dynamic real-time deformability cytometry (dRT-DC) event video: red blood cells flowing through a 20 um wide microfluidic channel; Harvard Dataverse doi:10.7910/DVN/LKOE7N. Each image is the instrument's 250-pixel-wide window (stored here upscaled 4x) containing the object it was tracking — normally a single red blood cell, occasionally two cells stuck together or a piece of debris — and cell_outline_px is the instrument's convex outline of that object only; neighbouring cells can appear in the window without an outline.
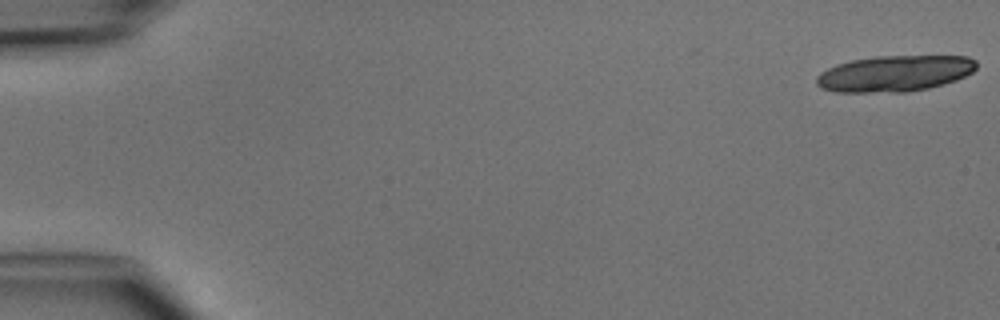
{"species": "common noctule bat (a hibernating species)", "species_latin": "Nyctalus noctula", "temperature_condition": "cold", "stored_images_in_passage": 7, "camera_frame_rate_fps": 3000, "um_per_image_px": 0.085, "animal": {"sex": "male", "body_mass_g": 15.6}, "frame": {"image": 1, "passage_image": 1, "time_ms": 0.0, "image_size_px": [1000, 320], "cell_outline_px": [[976, 68], [972, 72], [956, 80], [944, 84], [928, 88], [904, 92], [836, 92], [820, 88], [816, 84], [816, 76], [820, 72], [836, 64], [852, 60], [876, 56], [968, 56], [976, 60]], "centroid_in_image_um": [76.02, 6.25], "position_along_channel_um": 9.0, "area_um2": 33.76}}
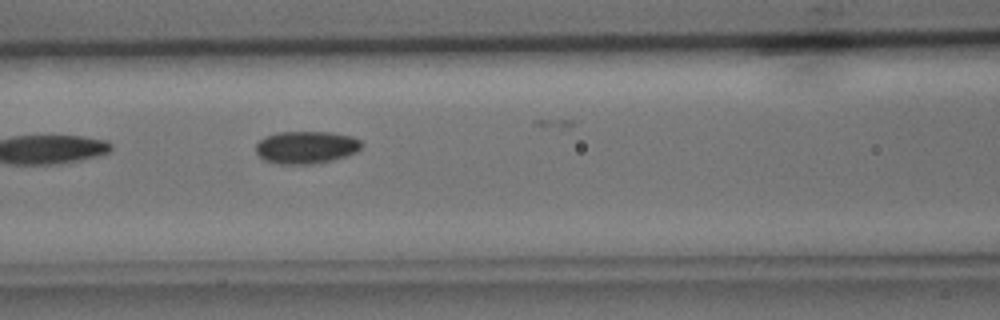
{"frame": {"image": 2, "passage_image": 7, "time_ms": 7.0, "image_size_px": [1000, 320], "cell_outline_px": [[364, 144], [356, 152], [332, 160], [312, 164], [280, 164], [264, 160], [256, 152], [256, 144], [260, 140], [268, 136], [280, 132], [332, 132], [352, 136], [360, 140]], "centroid_in_image_um": [26.04, 12.52], "position_along_channel_um": 140.6, "area_um2": 19.94}}